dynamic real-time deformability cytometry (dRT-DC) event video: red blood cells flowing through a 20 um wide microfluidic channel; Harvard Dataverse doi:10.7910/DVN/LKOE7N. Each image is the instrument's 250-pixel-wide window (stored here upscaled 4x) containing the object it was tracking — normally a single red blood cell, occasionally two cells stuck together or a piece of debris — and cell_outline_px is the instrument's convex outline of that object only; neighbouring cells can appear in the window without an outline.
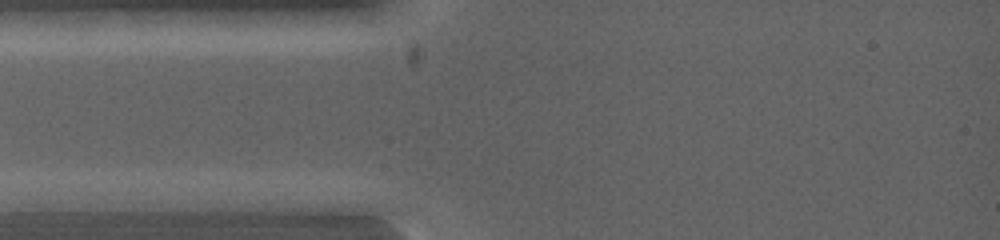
{"species": "common noctule bat (a hibernating species)", "species_latin": "Nyctalus noctula", "temperature_condition": "warm", "stored_images_in_passage": 2, "camera_frame_rate_fps": 5000, "um_per_image_px": 0.085, "animal": {"sex": "female", "body_mass_g": 19.0, "forearm_length_mm": 53.3}, "frame": {"image": 1, "passage_image": 1, "time_ms": 0.0, "image_size_px": [1000, 240], "cell_outline_px": [[128, 200], [120, 212], [16, 212], [12, 200], [88, 192], [112, 192]], "centroid_in_image_um": [6.19, 17.27], "position_along_channel_um": 78.8, "area_um2": 13.58}}